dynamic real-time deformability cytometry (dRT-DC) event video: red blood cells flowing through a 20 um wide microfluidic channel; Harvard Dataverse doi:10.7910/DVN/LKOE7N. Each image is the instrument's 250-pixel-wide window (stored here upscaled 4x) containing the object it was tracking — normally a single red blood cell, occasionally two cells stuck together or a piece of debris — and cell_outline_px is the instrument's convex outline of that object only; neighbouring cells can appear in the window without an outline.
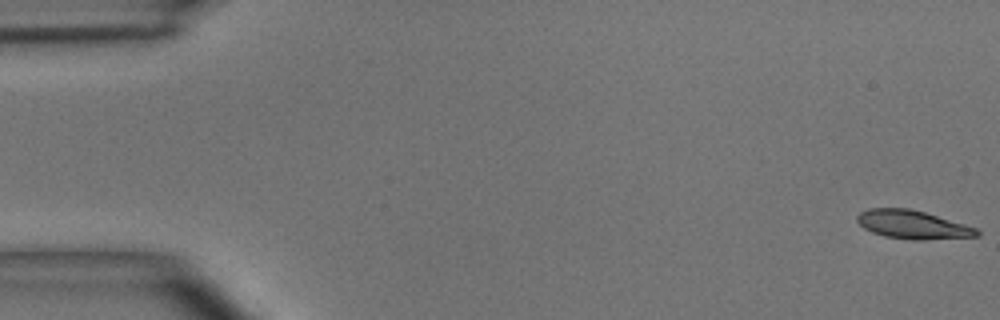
{"species": "common noctule bat (a hibernating species)", "species_latin": "Nyctalus noctula", "temperature_condition": "room temperature", "stored_images_in_passage": 6, "camera_frame_rate_fps": 3000, "um_per_image_px": 0.085, "animal": {"sex": "male", "body_mass_g": 15.6}, "frame": {"image": 1, "passage_image": 1, "time_ms": 0.0, "image_size_px": [1000, 320], "cell_outline_px": [[980, 236], [920, 240], [912, 240], [884, 236], [872, 232], [864, 228], [856, 220], [856, 216], [860, 212], [868, 208], [908, 208], [924, 212], [964, 224], [976, 228], [980, 232]], "centroid_in_image_um": [77.55, 19.09], "position_along_channel_um": 7.5, "area_um2": 19.77}}